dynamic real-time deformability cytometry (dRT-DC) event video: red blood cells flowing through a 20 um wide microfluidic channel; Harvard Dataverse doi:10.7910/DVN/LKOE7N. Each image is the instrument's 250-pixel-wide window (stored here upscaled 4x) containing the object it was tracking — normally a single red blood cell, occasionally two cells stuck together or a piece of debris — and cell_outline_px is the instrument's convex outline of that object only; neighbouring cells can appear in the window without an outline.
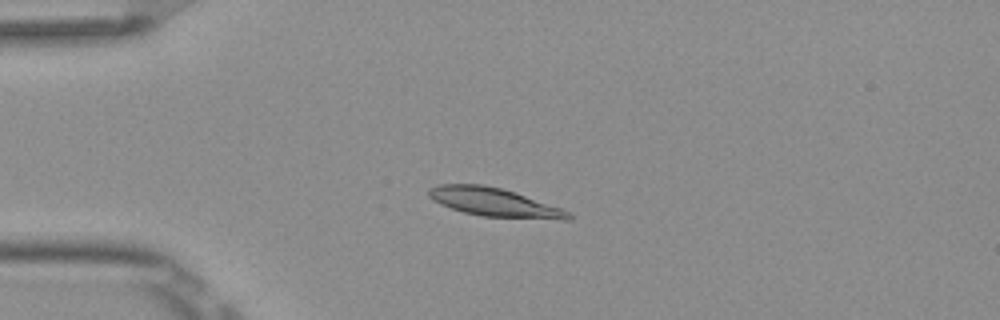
{"species": "Egyptian fruit bat (a non-hibernating species)", "species_latin": "Rousettus aegyptiacus", "temperature_condition": "room temperature", "stored_images_in_passage": 7, "camera_frame_rate_fps": 3000, "um_per_image_px": 0.085, "frame": {"image": 1, "passage_image": 4, "time_ms": 1.0, "image_size_px": [1000, 320], "cell_outline_px": [[572, 220], [560, 220], [480, 216], [464, 212], [440, 204], [432, 200], [428, 196], [428, 188], [440, 184], [484, 184], [516, 192], [572, 212]], "centroid_in_image_um": [42.05, 17.2], "position_along_channel_um": 43.0, "area_um2": 23.47}}
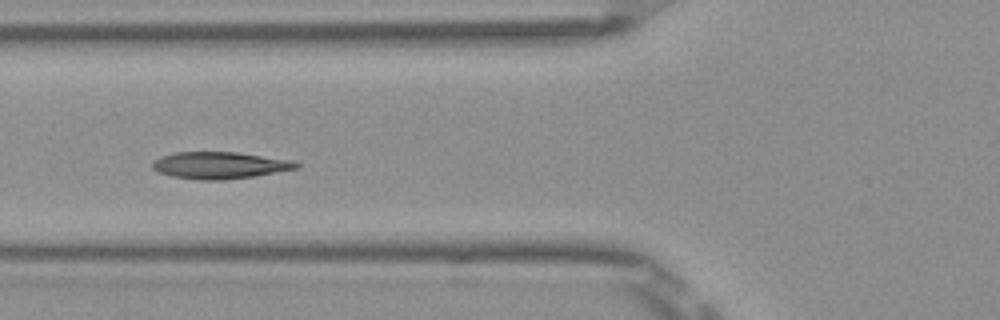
{"frame": {"image": 2, "passage_image": 6, "time_ms": 1.667, "image_size_px": [1000, 320], "cell_outline_px": [[300, 168], [252, 176], [224, 180], [200, 180], [172, 176], [160, 172], [152, 168], [152, 160], [160, 156], [176, 152], [240, 152], [292, 160], [300, 164]], "centroid_in_image_um": [18.68, 14.04], "position_along_channel_um": 107.1, "area_um2": 22.6}}
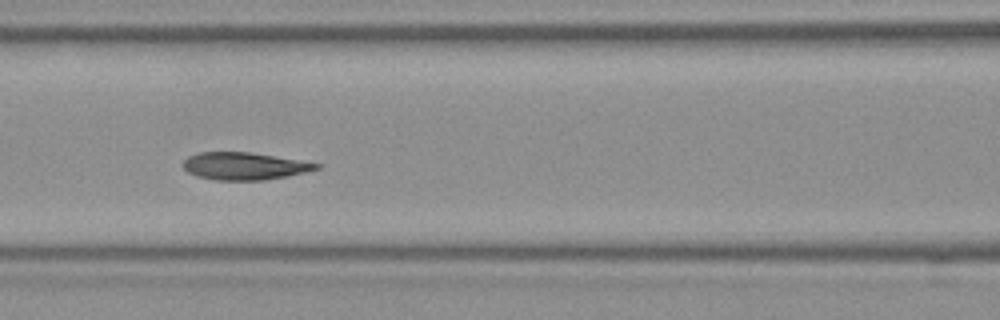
{"frame": {"image": 3, "passage_image": 7, "time_ms": 2.0, "image_size_px": [1000, 320], "cell_outline_px": [[320, 168], [288, 176], [264, 180], [216, 180], [196, 176], [188, 172], [180, 164], [188, 156], [200, 152], [252, 152], [300, 160], [320, 164]], "centroid_in_image_um": [20.74, 14.11], "position_along_channel_um": 145.9, "area_um2": 21.33}}